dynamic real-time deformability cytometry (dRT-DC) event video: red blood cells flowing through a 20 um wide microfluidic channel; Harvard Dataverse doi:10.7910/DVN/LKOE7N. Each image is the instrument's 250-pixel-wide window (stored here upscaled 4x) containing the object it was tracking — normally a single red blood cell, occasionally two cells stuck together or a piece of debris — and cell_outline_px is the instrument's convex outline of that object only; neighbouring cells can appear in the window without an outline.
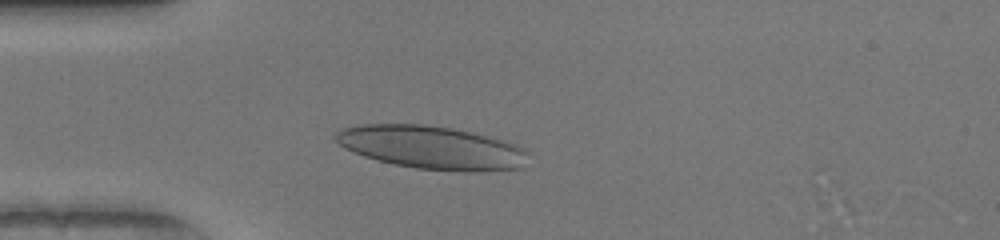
{"species": "human", "species_latin": "Homo sapiens", "temperature_condition": "warm", "stored_images_in_passage": 43, "camera_frame_rate_fps": 3000, "um_per_image_px": 0.085, "donor": {"sex": "female"}, "frame": {"image": 1, "passage_image": 6, "time_ms": 1.667, "image_size_px": [1000, 240], "cell_outline_px": [[528, 152], [524, 168], [476, 172], [464, 172], [416, 168], [396, 164], [364, 156], [344, 148], [332, 136], [336, 132], [344, 128], [360, 124], [424, 124], [452, 128], [472, 132], [504, 140], [516, 144], [524, 148]], "centroid_in_image_um": [36.73, 12.54], "position_along_channel_um": 48.3, "area_um2": 48.61}}
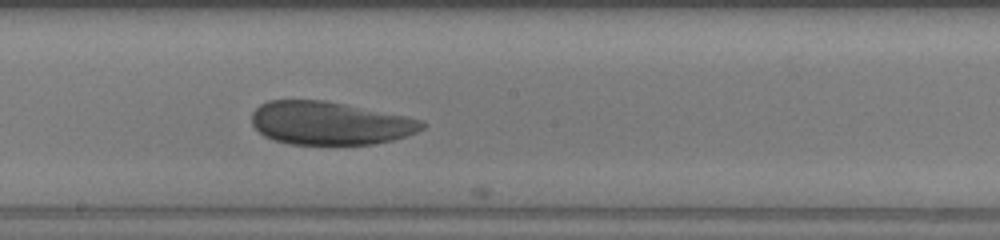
{"frame": {"image": 2, "passage_image": 20, "time_ms": 6.333, "image_size_px": [1000, 240], "cell_outline_px": [[428, 124], [424, 128], [416, 132], [392, 140], [372, 144], [288, 144], [272, 140], [264, 136], [252, 124], [252, 112], [260, 104], [268, 100], [324, 100], [404, 116], [420, 120]], "centroid_in_image_um": [27.99, 10.47], "position_along_channel_um": 220.2, "area_um2": 42.6}}
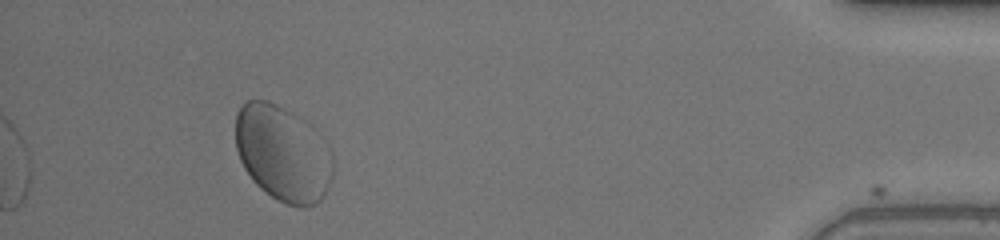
{"frame": {"image": 3, "passage_image": 39, "time_ms": 12.667, "image_size_px": [1000, 240], "cell_outline_px": [[332, 176], [324, 196], [316, 204], [304, 208], [300, 208], [284, 204], [276, 200], [260, 188], [252, 180], [244, 168], [240, 160], [236, 148], [236, 112], [240, 104], [248, 100], [268, 100], [292, 112], [324, 136], [332, 148]], "centroid_in_image_um": [24.06, 13.05], "position_along_channel_um": 411.1, "area_um2": 55.26}, "authors_computed_cell_mechanics": {"area_um2": 45.662, "velocity_mm_per_s": 4.0145, "shape_relaxation_time_tau1_ms": 7.3815, "shape_relaxation_time_tau2_ms": 1.4207, "deformation_change_tau1": 0.1278, "deformation_change_tau2": 0.0624}}